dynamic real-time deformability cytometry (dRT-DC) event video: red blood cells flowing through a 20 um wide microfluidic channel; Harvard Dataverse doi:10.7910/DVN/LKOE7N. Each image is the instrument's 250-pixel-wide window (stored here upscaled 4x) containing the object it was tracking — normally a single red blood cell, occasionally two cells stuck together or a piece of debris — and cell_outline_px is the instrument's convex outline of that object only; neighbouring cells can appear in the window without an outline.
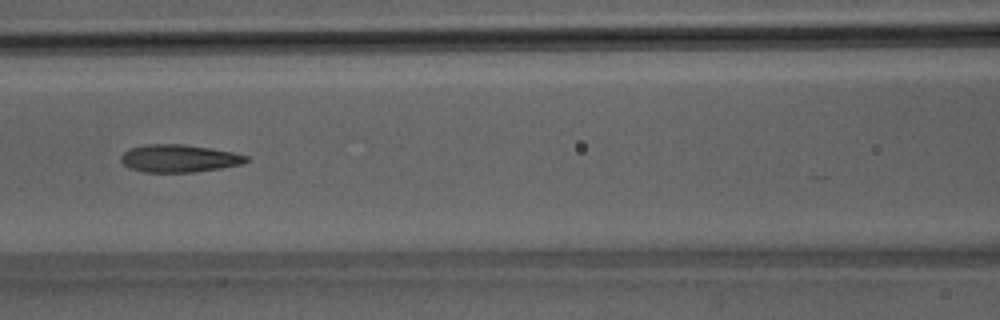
{"species": "Egyptian fruit bat (a non-hibernating species)", "species_latin": "Rousettus aegyptiacus", "temperature_condition": "room temperature", "stored_images_in_passage": 15, "camera_frame_rate_fps": 3000, "um_per_image_px": 0.085, "animal": {"sex": "male"}, "frame": {"image": 1, "passage_image": 12, "time_ms": 3.667, "image_size_px": [1000, 320], "cell_outline_px": [[248, 160], [240, 164], [220, 168], [196, 172], [144, 172], [128, 168], [120, 160], [120, 156], [128, 148], [144, 144], [184, 144], [232, 152], [248, 156]], "centroid_in_image_um": [15.15, 13.46], "position_along_channel_um": 151.4, "area_um2": 20.17}}